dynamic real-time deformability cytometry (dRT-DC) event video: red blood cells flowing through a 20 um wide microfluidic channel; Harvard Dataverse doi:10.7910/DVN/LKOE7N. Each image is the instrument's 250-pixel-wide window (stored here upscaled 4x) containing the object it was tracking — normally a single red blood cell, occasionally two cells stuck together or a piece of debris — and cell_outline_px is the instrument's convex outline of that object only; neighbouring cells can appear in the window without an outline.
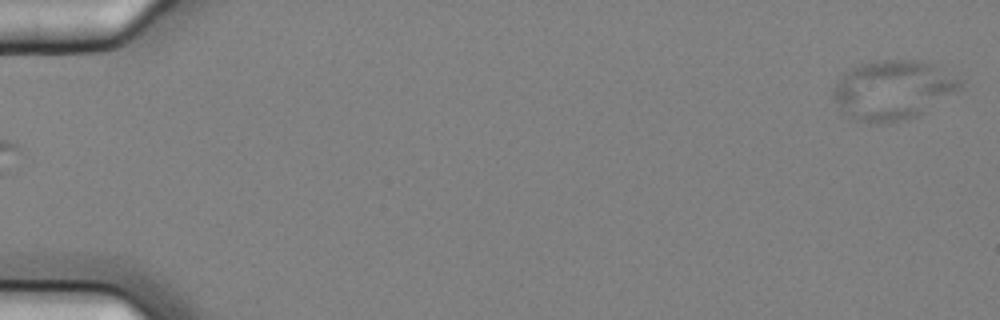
{"species": "common noctule bat (a hibernating species)", "species_latin": "Nyctalus noctula", "temperature_condition": "cold", "stored_images_in_passage": 5, "segment_of_instrument_passage": [2, 2], "camera_frame_rate_fps": 3000, "um_per_image_px": 0.085, "animal": {"sex": "female", "body_mass_g": 25.1}, "frame": {"image": 1, "passage_image": 5, "time_ms": 1.333, "image_size_px": [1000, 320], "cell_outline_px": [[964, 88], [916, 116], [904, 120], [880, 124], [856, 120], [848, 116], [840, 108], [832, 96], [832, 88], [844, 72], [860, 64], [876, 60], [920, 60], [940, 64], [964, 80]], "centroid_in_image_um": [75.97, 7.61], "position_along_channel_um": 9.0, "area_um2": 44.62}}